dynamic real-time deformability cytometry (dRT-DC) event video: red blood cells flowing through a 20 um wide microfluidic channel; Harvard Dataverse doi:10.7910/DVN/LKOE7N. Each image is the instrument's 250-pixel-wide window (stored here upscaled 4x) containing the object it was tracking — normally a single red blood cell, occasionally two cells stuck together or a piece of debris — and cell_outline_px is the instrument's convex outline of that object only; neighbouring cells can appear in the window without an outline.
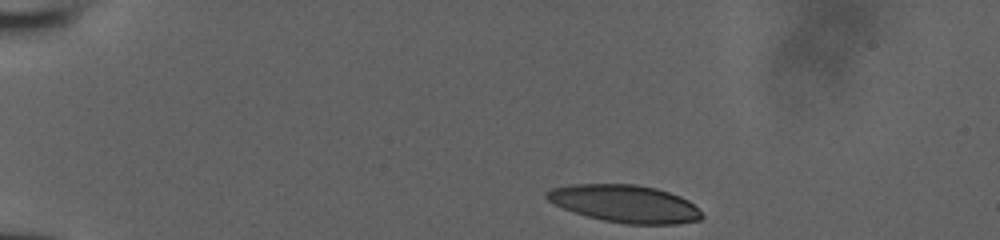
{"species": "human", "species_latin": "Homo sapiens", "temperature_condition": "room temperature", "stored_images_in_passage": 42, "camera_frame_rate_fps": 3000, "um_per_image_px": 0.085, "donor": {"sex": "male"}, "frame": {"image": 1, "passage_image": 1, "time_ms": 0.0, "image_size_px": [1000, 240], "cell_outline_px": [[704, 216], [700, 220], [676, 224], [624, 224], [604, 220], [588, 216], [564, 208], [548, 200], [544, 196], [544, 192], [552, 188], [576, 184], [636, 184], [656, 188], [680, 196], [688, 200]], "centroid_in_image_um": [53.12, 17.31], "position_along_channel_um": 31.9, "area_um2": 33.64}}
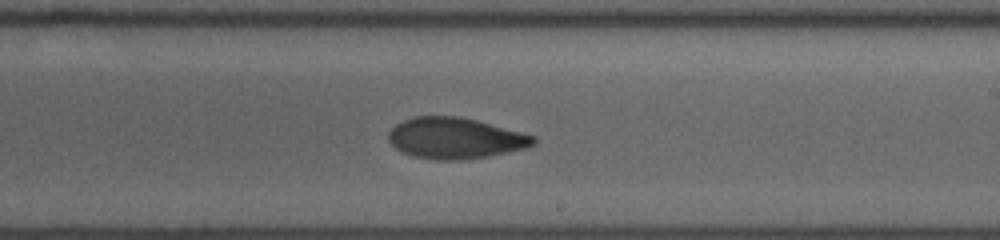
{"frame": {"image": 2, "passage_image": 23, "time_ms": 7.333, "image_size_px": [1000, 240], "cell_outline_px": [[536, 144], [528, 148], [468, 160], [436, 160], [412, 156], [396, 148], [388, 140], [388, 132], [396, 124], [404, 120], [416, 116], [460, 116], [524, 132], [536, 136]], "centroid_in_image_um": [38.74, 11.75], "position_along_channel_um": 250.3, "area_um2": 34.97}}
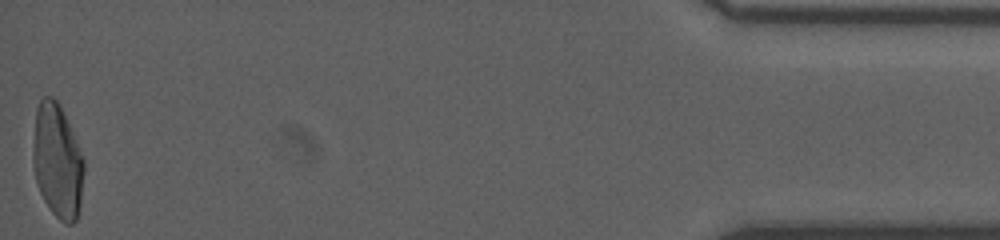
{"frame": {"image": 3, "passage_image": 42, "time_ms": 13.667, "image_size_px": [1000, 240], "cell_outline_px": [[84, 168], [80, 204], [76, 220], [72, 224], [64, 224], [52, 212], [44, 200], [36, 184], [32, 160], [32, 156], [36, 108], [40, 100], [44, 96], [52, 96], [60, 104], [84, 160]], "centroid_in_image_um": [4.86, 13.69], "position_along_channel_um": 430.3, "area_um2": 33.87}}